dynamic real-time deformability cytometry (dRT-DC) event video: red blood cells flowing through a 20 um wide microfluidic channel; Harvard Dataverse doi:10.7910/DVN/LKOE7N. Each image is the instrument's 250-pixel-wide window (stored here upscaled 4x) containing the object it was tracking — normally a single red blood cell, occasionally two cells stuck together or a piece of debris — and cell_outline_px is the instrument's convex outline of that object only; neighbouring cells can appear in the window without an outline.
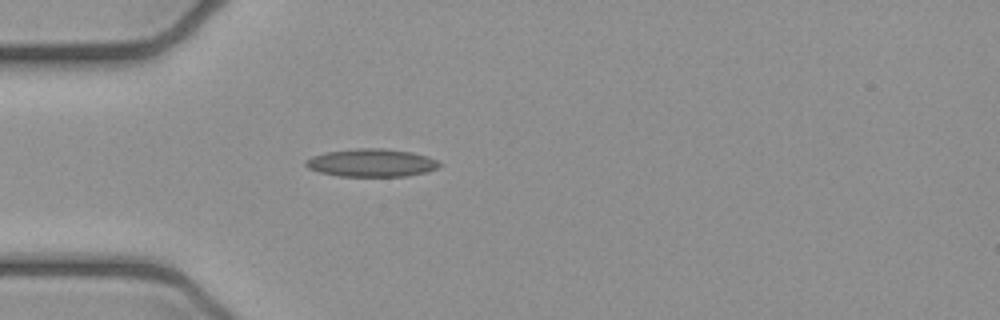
{"species": "common noctule bat (a hibernating species)", "species_latin": "Nyctalus noctula", "temperature_condition": "cold", "stored_images_in_passage": 5, "camera_frame_rate_fps": 3000, "um_per_image_px": 0.085, "animal": {"sex": "female", "body_mass_g": 21.9}, "frame": {"image": 1, "passage_image": 5, "time_ms": 1.333, "image_size_px": [1000, 320], "cell_outline_px": [[444, 164], [428, 172], [408, 176], [340, 176], [320, 172], [308, 168], [304, 164], [304, 160], [312, 156], [328, 152], [356, 148], [384, 148], [412, 152], [428, 156]], "centroid_in_image_um": [31.61, 13.84], "position_along_channel_um": 53.4, "area_um2": 21.85}}